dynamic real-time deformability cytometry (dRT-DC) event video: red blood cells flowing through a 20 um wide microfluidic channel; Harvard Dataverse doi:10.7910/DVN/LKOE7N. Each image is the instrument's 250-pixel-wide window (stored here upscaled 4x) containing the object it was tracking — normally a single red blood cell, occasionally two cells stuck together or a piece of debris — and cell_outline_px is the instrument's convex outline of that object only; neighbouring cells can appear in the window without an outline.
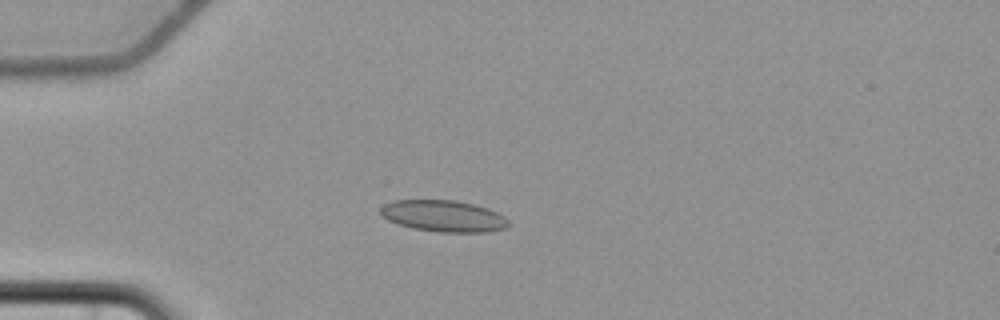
{"species": "common noctule bat (a hibernating species)", "species_latin": "Nyctalus noctula", "temperature_condition": "cold", "stored_images_in_passage": 7, "camera_frame_rate_fps": 3000, "um_per_image_px": 0.085, "animal": {"sex": "female", "body_mass_g": 22.7, "forearm_length_mm": 54.2}, "frame": {"image": 1, "passage_image": 3, "time_ms": 2.667, "image_size_px": [1000, 320], "cell_outline_px": [[508, 224], [504, 228], [488, 232], [440, 232], [412, 228], [388, 220], [380, 216], [380, 208], [384, 204], [392, 200], [456, 200], [488, 208], [504, 216], [508, 220]], "centroid_in_image_um": [37.66, 18.35], "position_along_channel_um": 47.3, "area_um2": 23.47}}
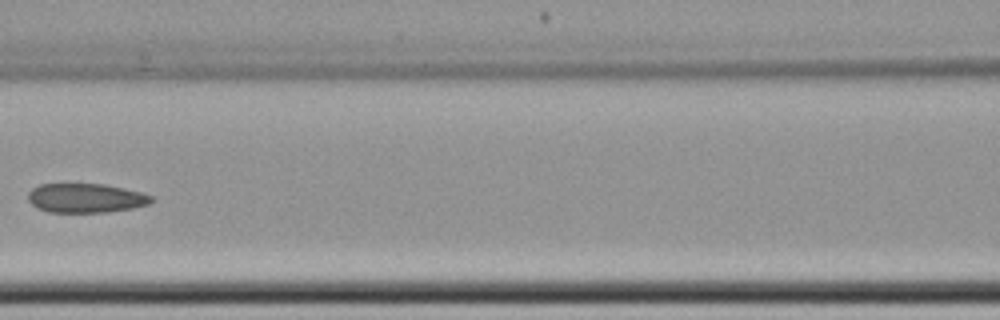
{"frame": {"image": 2, "passage_image": 6, "time_ms": 6.333, "image_size_px": [1000, 320], "cell_outline_px": [[152, 200], [148, 204], [132, 208], [108, 212], [48, 212], [32, 204], [28, 200], [28, 192], [32, 188], [40, 184], [104, 184], [124, 188], [140, 192], [152, 196]], "centroid_in_image_um": [7.27, 16.83], "position_along_channel_um": 159.3, "area_um2": 20.87}}
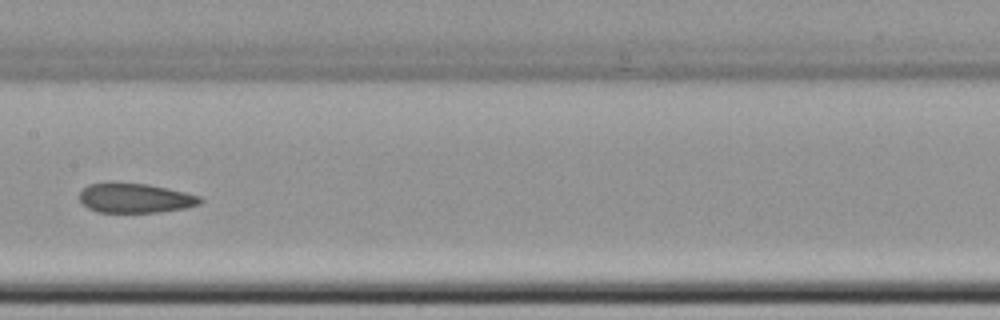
{"frame": {"image": 3, "passage_image": 7, "time_ms": 7.333, "image_size_px": [1000, 320], "cell_outline_px": [[204, 200], [200, 204], [184, 208], [156, 212], [100, 212], [88, 208], [80, 200], [80, 192], [88, 184], [108, 180], [116, 180], [148, 184], [168, 188], [200, 196]], "centroid_in_image_um": [11.45, 16.79], "position_along_channel_um": 195.9, "area_um2": 21.27}}